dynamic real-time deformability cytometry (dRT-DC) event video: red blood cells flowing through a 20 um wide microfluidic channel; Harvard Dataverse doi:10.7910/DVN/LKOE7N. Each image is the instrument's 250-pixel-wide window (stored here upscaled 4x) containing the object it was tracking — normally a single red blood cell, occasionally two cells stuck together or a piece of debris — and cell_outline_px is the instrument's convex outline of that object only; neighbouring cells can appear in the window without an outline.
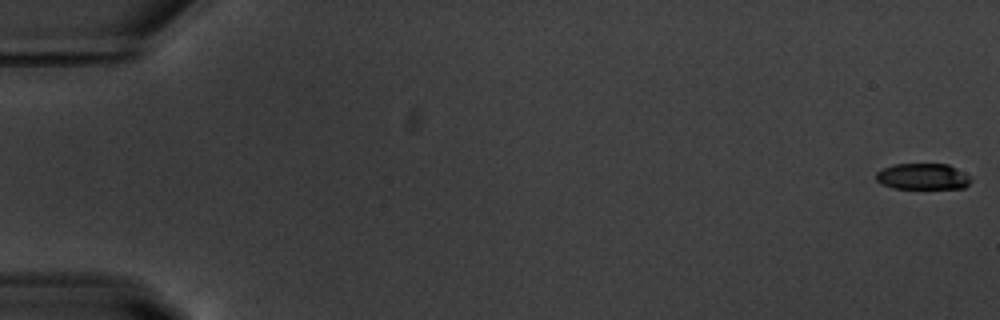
{"species": "common noctule bat (a hibernating species)", "species_latin": "Nyctalus noctula", "temperature_condition": "warm", "stored_images_in_passage": 55, "camera_frame_rate_fps": 3000, "um_per_image_px": 0.085, "animal": {"sex": "male", "body_mass_g": 20.1, "forearm_length_mm": 53.5}, "frame": {"image": 1, "passage_image": 1, "time_ms": 0.0, "image_size_px": [1000, 320], "cell_outline_px": [[972, 180], [964, 188], [892, 188], [876, 180], [876, 172], [892, 164], [948, 164], [972, 176]], "centroid_in_image_um": [78.47, 15.0], "position_along_channel_um": 6.5, "area_um2": 14.45}}
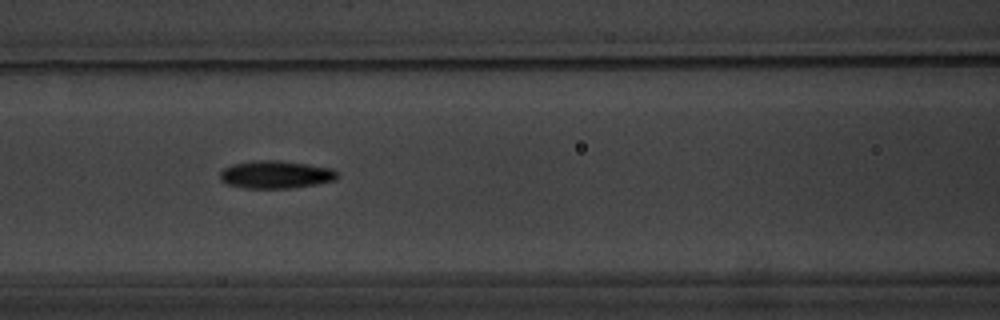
{"frame": {"image": 2, "passage_image": 25, "time_ms": 8.0, "image_size_px": [1000, 320], "cell_outline_px": [[340, 172], [336, 180], [316, 184], [292, 188], [244, 188], [228, 184], [220, 180], [220, 172], [224, 168], [232, 164], [256, 160], [276, 160], [308, 164], [332, 168]], "centroid_in_image_um": [23.47, 14.83], "position_along_channel_um": 143.1, "area_um2": 19.07}}
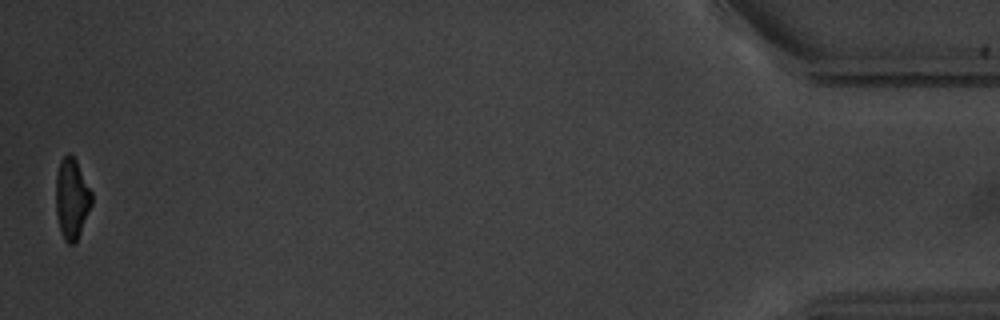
{"frame": {"image": 3, "passage_image": 55, "time_ms": 18.0, "image_size_px": [1000, 320], "cell_outline_px": [[92, 204], [80, 232], [76, 240], [72, 244], [68, 244], [64, 240], [60, 228], [56, 212], [56, 176], [60, 160], [68, 152], [76, 160], [92, 192]], "centroid_in_image_um": [6.1, 16.86], "position_along_channel_um": 429.1, "area_um2": 16.65}, "authors_computed_cell_mechanics": {"area_um2": 17.6868, "velocity_mm_per_s": 3.7313, "shape_relaxation_time_tau1_ms": 3.0996, "shape_relaxation_time_tau2_ms": 3.3489, "deformation_change_tau1": 0.1523, "deformation_change_tau2": 0.1006}}